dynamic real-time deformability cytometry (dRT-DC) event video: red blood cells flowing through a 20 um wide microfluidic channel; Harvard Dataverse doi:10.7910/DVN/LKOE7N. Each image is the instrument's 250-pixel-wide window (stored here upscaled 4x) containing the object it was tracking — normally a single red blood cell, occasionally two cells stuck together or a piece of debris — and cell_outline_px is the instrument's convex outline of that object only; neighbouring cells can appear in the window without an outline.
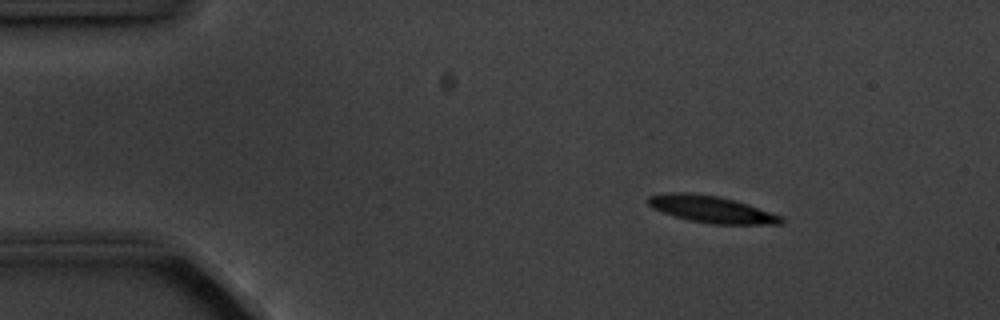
{"species": "common noctule bat (a hibernating species)", "species_latin": "Nyctalus noctula", "temperature_condition": "cold", "stored_images_in_passage": 5, "camera_frame_rate_fps": 3000, "um_per_image_px": 0.085, "animal": {"sex": "male", "body_mass_g": 20.1, "forearm_length_mm": 53.5}, "frame": {"image": 1, "passage_image": 2, "time_ms": 1.333, "image_size_px": [1000, 320], "cell_outline_px": [[784, 224], [712, 224], [688, 220], [652, 208], [648, 204], [648, 196], [668, 192], [692, 192], [716, 196], [748, 204], [784, 216]], "centroid_in_image_um": [60.5, 17.79], "position_along_channel_um": 24.5, "area_um2": 20.81}}
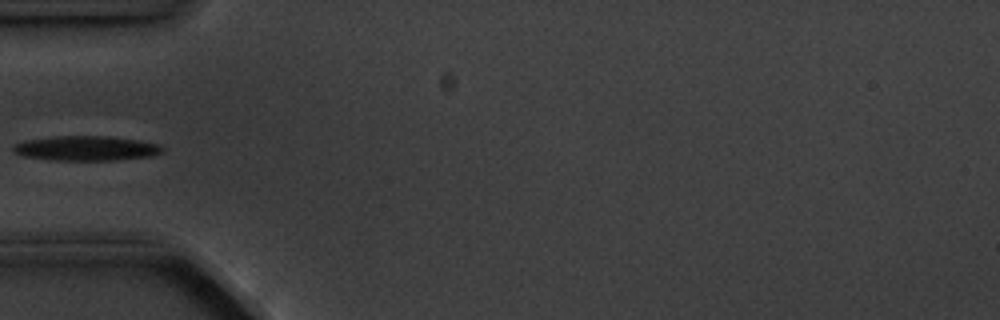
{"frame": {"image": 2, "passage_image": 5, "time_ms": 4.667, "image_size_px": [1000, 320], "cell_outline_px": [[164, 152], [152, 156], [116, 160], [52, 160], [24, 156], [12, 152], [12, 148], [16, 144], [28, 140], [56, 136], [108, 136], [136, 140], [156, 144], [164, 148]], "centroid_in_image_um": [7.33, 12.61], "position_along_channel_um": 77.7, "area_um2": 21.33}}